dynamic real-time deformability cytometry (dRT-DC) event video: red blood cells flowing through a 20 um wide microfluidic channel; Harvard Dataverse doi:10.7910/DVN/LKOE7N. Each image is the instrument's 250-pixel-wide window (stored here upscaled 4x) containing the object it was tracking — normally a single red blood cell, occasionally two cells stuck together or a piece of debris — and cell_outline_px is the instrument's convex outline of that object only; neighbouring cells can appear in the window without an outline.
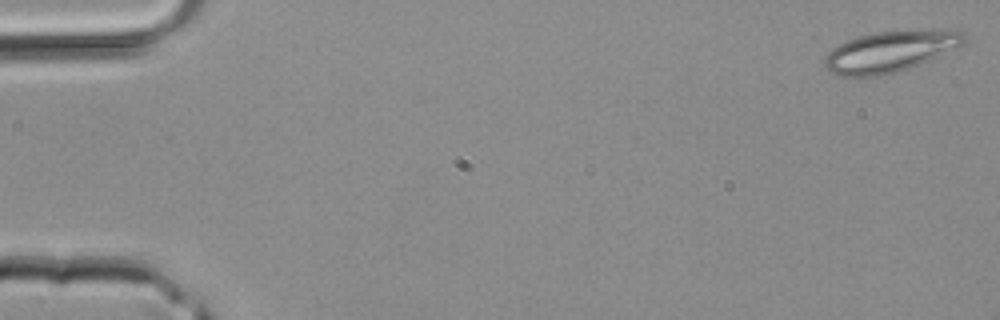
{"species": "common noctule bat (a hibernating species)", "species_latin": "Nyctalus noctula", "temperature_condition": "room temperature", "stored_images_in_passage": 13, "camera_frame_rate_fps": 3000, "um_per_image_px": 0.085, "animal": {"sex": "male", "body_mass_g": 20.4}, "frame": {"image": 1, "passage_image": 1, "time_ms": 0.0, "image_size_px": [1000, 320], "cell_outline_px": [[968, 40], [964, 44], [956, 48], [928, 60], [908, 68], [896, 72], [880, 76], [836, 76], [824, 64], [824, 60], [828, 52], [832, 48], [848, 40], [860, 36], [876, 32], [960, 28], [964, 32]], "centroid_in_image_um": [75.74, 4.35], "position_along_channel_um": 9.3, "area_um2": 33.41}}